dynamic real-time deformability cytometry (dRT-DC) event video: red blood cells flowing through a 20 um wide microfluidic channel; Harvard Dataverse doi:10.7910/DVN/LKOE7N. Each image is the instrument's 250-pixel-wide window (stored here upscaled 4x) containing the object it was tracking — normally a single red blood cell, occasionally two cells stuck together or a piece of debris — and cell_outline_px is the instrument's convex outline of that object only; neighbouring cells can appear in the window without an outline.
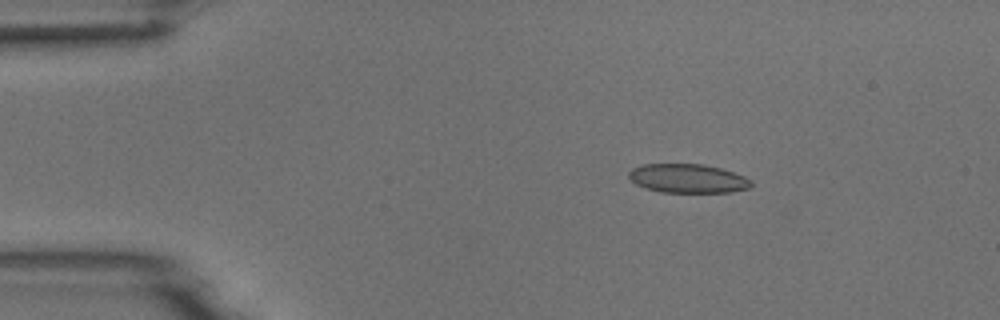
{"species": "common noctule bat (a hibernating species)", "species_latin": "Nyctalus noctula", "temperature_condition": "room temperature", "stored_images_in_passage": 3, "camera_frame_rate_fps": 3000, "um_per_image_px": 0.085, "animal": {"sex": "male", "body_mass_g": 18.8}, "frame": {"image": 1, "passage_image": 3, "time_ms": 2.333, "image_size_px": [1000, 320], "cell_outline_px": [[752, 188], [732, 192], [660, 192], [644, 188], [636, 184], [628, 176], [628, 172], [632, 168], [644, 164], [704, 164], [720, 168], [744, 176], [752, 180]], "centroid_in_image_um": [58.48, 15.17], "position_along_channel_um": 26.5, "area_um2": 20.75}}